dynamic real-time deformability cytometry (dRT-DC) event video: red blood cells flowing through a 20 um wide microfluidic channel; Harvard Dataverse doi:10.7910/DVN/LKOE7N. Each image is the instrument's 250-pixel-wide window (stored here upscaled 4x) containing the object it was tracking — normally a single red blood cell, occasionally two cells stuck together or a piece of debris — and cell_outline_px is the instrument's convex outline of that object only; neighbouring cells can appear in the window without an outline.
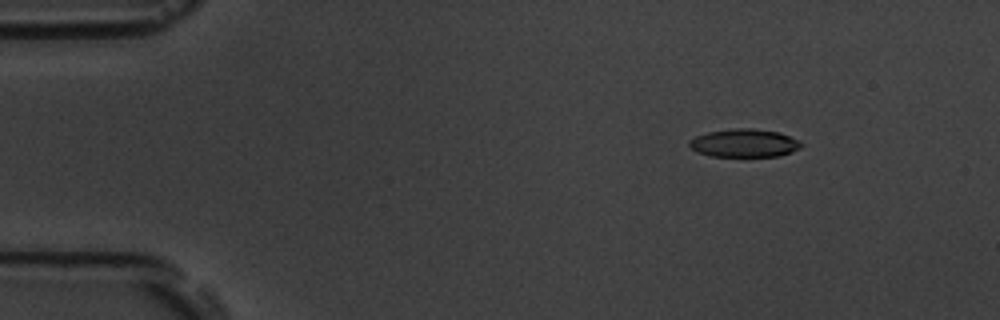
{"species": "common noctule bat (a hibernating species)", "species_latin": "Nyctalus noctula", "temperature_condition": "room temperature", "stored_images_in_passage": 55, "camera_frame_rate_fps": 3000, "um_per_image_px": 0.085, "animal": {"sex": "male", "body_mass_g": 19.5, "forearm_length_mm": 54.6}, "frame": {"image": 1, "passage_image": 8, "time_ms": 2.333, "image_size_px": [1000, 320], "cell_outline_px": [[804, 144], [800, 148], [792, 152], [780, 156], [712, 156], [696, 152], [688, 144], [688, 140], [696, 136], [708, 132], [732, 128], [752, 128], [780, 132]], "centroid_in_image_um": [63.25, 12.16], "position_along_channel_um": 21.7, "area_um2": 18.38}}
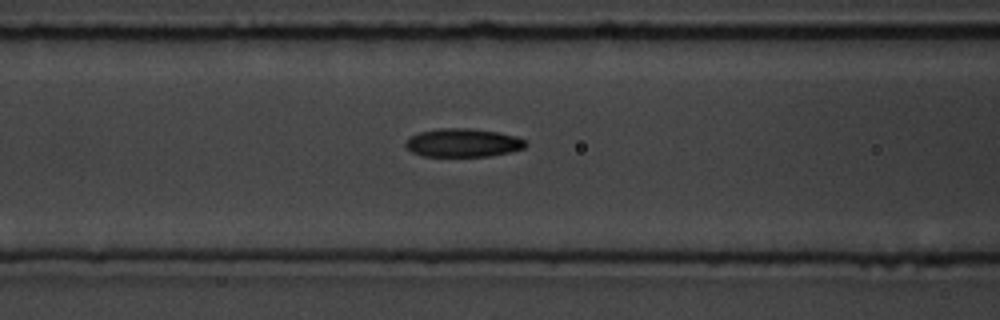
{"frame": {"image": 2, "passage_image": 23, "time_ms": 7.333, "image_size_px": [1000, 320], "cell_outline_px": [[528, 144], [524, 148], [508, 152], [488, 156], [424, 156], [412, 152], [404, 144], [404, 140], [420, 132], [440, 128], [468, 128], [496, 132], [516, 136], [528, 140]], "centroid_in_image_um": [39.36, 12.13], "position_along_channel_um": 127.2, "area_um2": 19.83}}
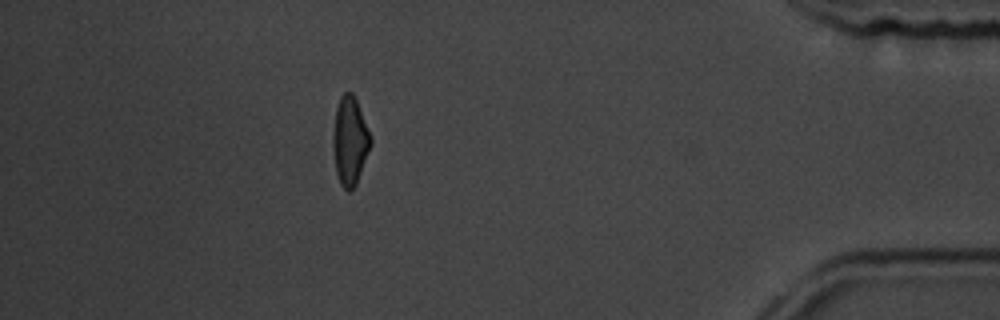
{"frame": {"image": 3, "passage_image": 49, "time_ms": 16.0, "image_size_px": [1000, 320], "cell_outline_px": [[372, 144], [356, 184], [348, 192], [340, 184], [336, 172], [332, 144], [332, 136], [336, 108], [340, 96], [344, 92], [352, 92], [356, 100], [372, 136]], "centroid_in_image_um": [29.74, 11.97], "position_along_channel_um": 405.5, "area_um2": 19.48}, "authors_computed_cell_mechanics": {"area_um2": 19.363, "velocity_mm_per_s": 3.7715, "shape_relaxation_time_tau1_ms": 2.9081, "shape_relaxation_time_tau2_ms": 2.3474, "deformation_change_tau1": 0.1438, "deformation_change_tau2": 0.0957}}